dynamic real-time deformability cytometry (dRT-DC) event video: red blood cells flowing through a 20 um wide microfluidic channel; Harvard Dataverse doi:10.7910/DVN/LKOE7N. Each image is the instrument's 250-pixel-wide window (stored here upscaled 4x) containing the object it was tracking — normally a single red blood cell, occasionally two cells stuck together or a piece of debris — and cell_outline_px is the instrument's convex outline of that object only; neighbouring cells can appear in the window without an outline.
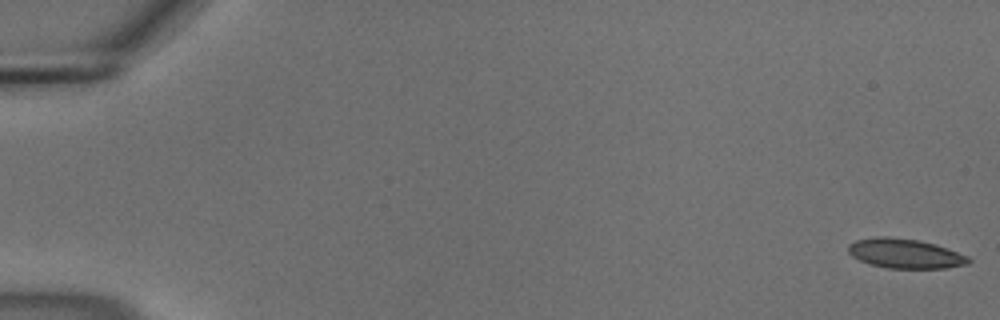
{"species": "common noctule bat (a hibernating species)", "species_latin": "Nyctalus noctula", "temperature_condition": "cold", "stored_images_in_passage": 55, "camera_frame_rate_fps": 3000, "um_per_image_px": 0.085, "animal": {"sex": "male", "body_mass_g": 18.8}, "frame": {"image": 1, "passage_image": 1, "time_ms": 0.0, "image_size_px": [1000, 320], "cell_outline_px": [[972, 260], [968, 264], [944, 268], [888, 268], [868, 264], [852, 256], [848, 252], [848, 244], [856, 240], [876, 236], [888, 236], [916, 240], [936, 244], [968, 256]], "centroid_in_image_um": [76.91, 21.55], "position_along_channel_um": 8.1, "area_um2": 20.75}}
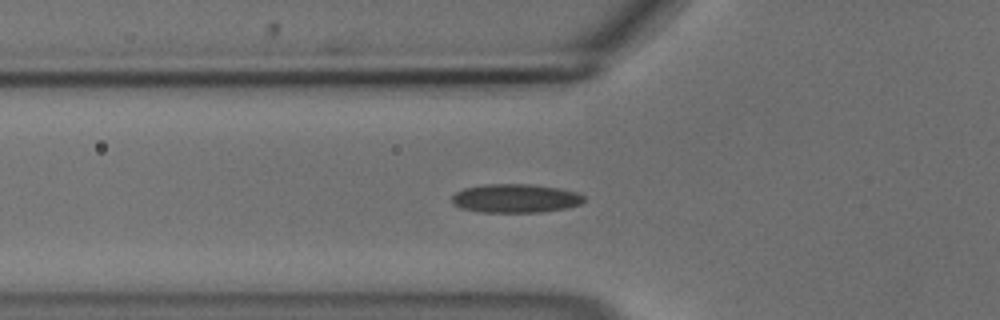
{"frame": {"image": 2, "passage_image": 20, "time_ms": 6.333, "image_size_px": [1000, 320], "cell_outline_px": [[584, 200], [580, 204], [568, 208], [540, 212], [480, 212], [460, 208], [452, 204], [452, 196], [456, 192], [464, 188], [484, 184], [532, 184], [560, 188], [576, 192], [584, 196]], "centroid_in_image_um": [43.8, 16.86], "position_along_channel_um": 82.0, "area_um2": 22.25}}
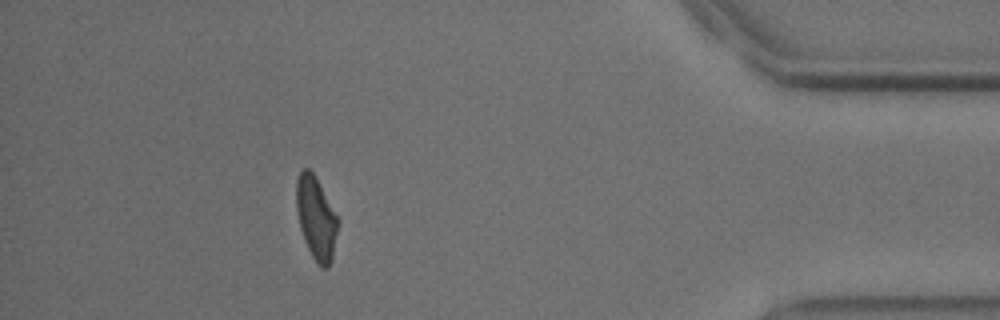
{"frame": {"image": 3, "passage_image": 50, "time_ms": 16.333, "image_size_px": [1000, 320], "cell_outline_px": [[340, 220], [332, 260], [328, 268], [320, 268], [316, 264], [304, 240], [300, 228], [296, 208], [296, 180], [300, 172], [304, 168], [308, 168], [312, 172]], "centroid_in_image_um": [26.88, 18.59], "position_along_channel_um": 408.3, "area_um2": 20.17}, "authors_computed_cell_mechanics": {"area_um2": 21.1548, "velocity_mm_per_s": 3.699, "shape_relaxation_time_tau1_ms": null, "shape_relaxation_time_tau2_ms": 3.2869, "deformation_change_tau1": null, "deformation_change_tau2": 0.1061}}